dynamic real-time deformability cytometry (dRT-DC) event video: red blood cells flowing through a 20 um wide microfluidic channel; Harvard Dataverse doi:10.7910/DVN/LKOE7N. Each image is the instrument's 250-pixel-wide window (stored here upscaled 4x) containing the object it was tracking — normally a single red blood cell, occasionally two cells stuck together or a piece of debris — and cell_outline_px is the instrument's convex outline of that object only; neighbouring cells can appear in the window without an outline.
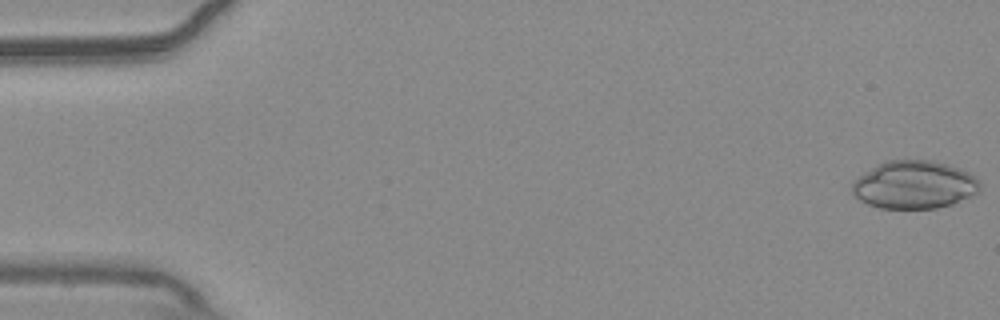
{"species": "common noctule bat (a hibernating species)", "species_latin": "Nyctalus noctula", "temperature_condition": "warm", "stored_images_in_passage": 54, "camera_frame_rate_fps": 3000, "um_per_image_px": 0.085, "animal": {"sex": "male", "body_mass_g": 20.4}, "frame": {"image": 1, "passage_image": 1, "time_ms": 0.0, "image_size_px": [1000, 320], "cell_outline_px": [[980, 188], [976, 192], [952, 204], [936, 208], [880, 208], [868, 204], [860, 200], [852, 192], [852, 180], [876, 164], [884, 160], [932, 160], [960, 168], [976, 176], [980, 180]], "centroid_in_image_um": [77.68, 15.69], "position_along_channel_um": 7.3, "area_um2": 35.78}}
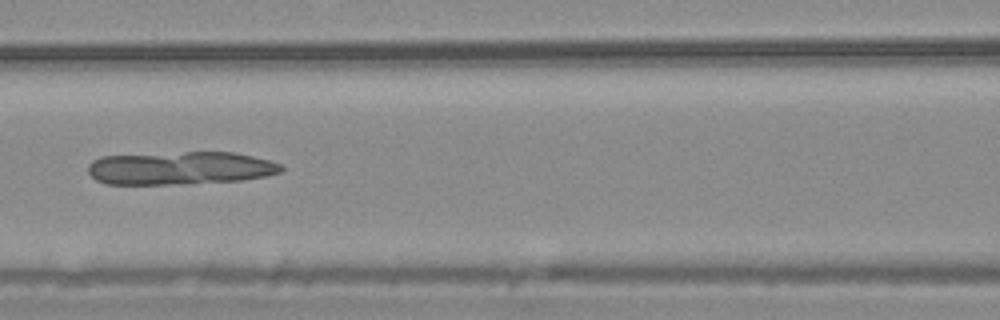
{"frame": {"image": 2, "passage_image": 24, "time_ms": 7.667, "image_size_px": [1000, 320], "cell_outline_px": [[284, 172], [264, 176], [240, 180], [172, 184], [104, 184], [96, 180], [88, 172], [88, 164], [92, 160], [100, 156], [184, 152], [236, 152], [272, 160], [280, 164], [284, 168]], "centroid_in_image_um": [15.32, 14.28], "position_along_channel_um": 151.3, "area_um2": 37.4}}